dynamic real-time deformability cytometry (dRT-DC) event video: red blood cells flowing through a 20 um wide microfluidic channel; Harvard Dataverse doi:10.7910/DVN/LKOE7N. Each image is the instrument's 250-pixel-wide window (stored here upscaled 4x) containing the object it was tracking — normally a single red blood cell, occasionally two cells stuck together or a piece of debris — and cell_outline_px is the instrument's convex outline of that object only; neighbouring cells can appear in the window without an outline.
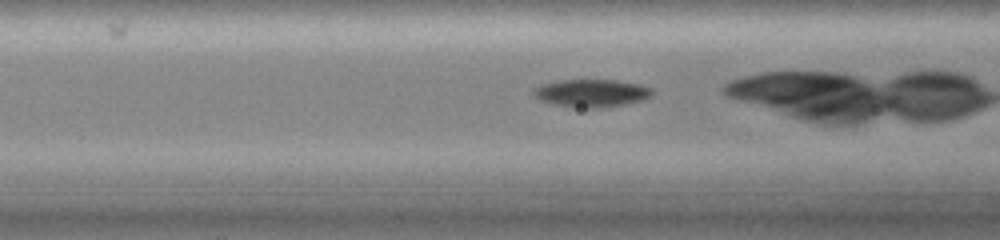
{"species": "common noctule bat (a hibernating species)", "species_latin": "Nyctalus noctula", "temperature_condition": "cold", "stored_images_in_passage": 25, "camera_frame_rate_fps": 3000, "um_per_image_px": 0.085, "animal": {"sex": "female", "body_mass_g": 19.0, "forearm_length_mm": 51.5}, "frame": {"image": 1, "passage_image": 4, "time_ms": 1.0, "image_size_px": [1000, 240], "cell_outline_px": [[652, 96], [644, 100], [620, 104], [592, 108], [588, 108], [556, 104], [540, 100], [532, 92], [532, 88], [540, 84], [560, 80], [616, 80], [640, 84], [652, 88]], "centroid_in_image_um": [50.27, 7.89], "position_along_channel_um": 116.3, "area_um2": 18.9}}